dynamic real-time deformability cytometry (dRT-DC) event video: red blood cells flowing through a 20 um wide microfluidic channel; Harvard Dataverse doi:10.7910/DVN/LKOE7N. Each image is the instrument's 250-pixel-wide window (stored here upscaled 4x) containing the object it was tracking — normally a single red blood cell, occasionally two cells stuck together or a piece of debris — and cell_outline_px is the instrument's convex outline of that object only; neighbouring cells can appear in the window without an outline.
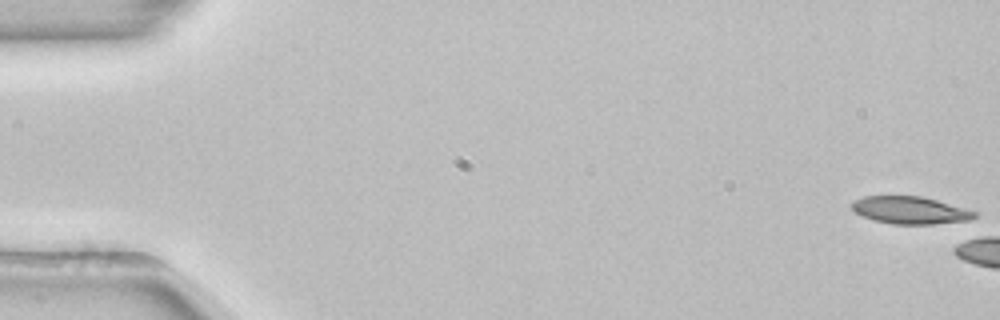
{"species": "common noctule bat (a hibernating species)", "species_latin": "Nyctalus noctula", "temperature_condition": "room temperature", "stored_images_in_passage": 5, "camera_frame_rate_fps": 3000, "um_per_image_px": 0.085, "animal": {"sex": "female", "body_mass_g": 22.7, "forearm_length_mm": 54.2}, "frame": {"image": 1, "passage_image": 1, "time_ms": 0.0, "image_size_px": [1000, 320], "cell_outline_px": [[976, 216], [968, 220], [932, 224], [892, 224], [876, 220], [864, 216], [856, 212], [852, 208], [852, 204], [856, 200], [864, 196], [920, 196], [936, 200], [964, 208], [976, 212]], "centroid_in_image_um": [77.37, 17.87], "position_along_channel_um": 7.6, "area_um2": 19.13}}